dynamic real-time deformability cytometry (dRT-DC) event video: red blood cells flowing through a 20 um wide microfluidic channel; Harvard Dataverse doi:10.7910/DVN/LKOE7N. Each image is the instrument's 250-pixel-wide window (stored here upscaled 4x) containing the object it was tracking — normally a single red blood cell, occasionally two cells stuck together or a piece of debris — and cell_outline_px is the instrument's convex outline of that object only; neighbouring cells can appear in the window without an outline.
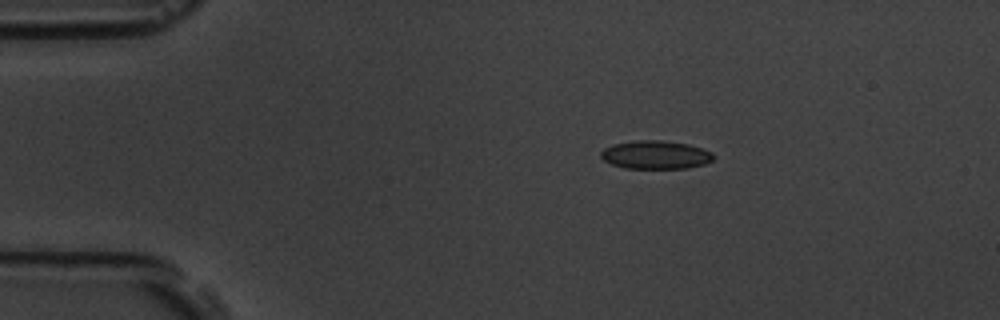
{"species": "common noctule bat (a hibernating species)", "species_latin": "Nyctalus noctula", "temperature_condition": "room temperature", "stored_images_in_passage": 4, "camera_frame_rate_fps": 3000, "um_per_image_px": 0.085, "animal": {"sex": "male", "body_mass_g": 19.5, "forearm_length_mm": 54.6}, "frame": {"image": 1, "passage_image": 2, "time_ms": 1.0, "image_size_px": [1000, 320], "cell_outline_px": [[716, 156], [712, 160], [704, 164], [688, 168], [624, 168], [612, 164], [604, 160], [600, 156], [600, 152], [604, 148], [612, 144], [636, 140], [660, 140], [688, 144], [712, 152]], "centroid_in_image_um": [55.71, 13.16], "position_along_channel_um": 29.3, "area_um2": 18.61}}
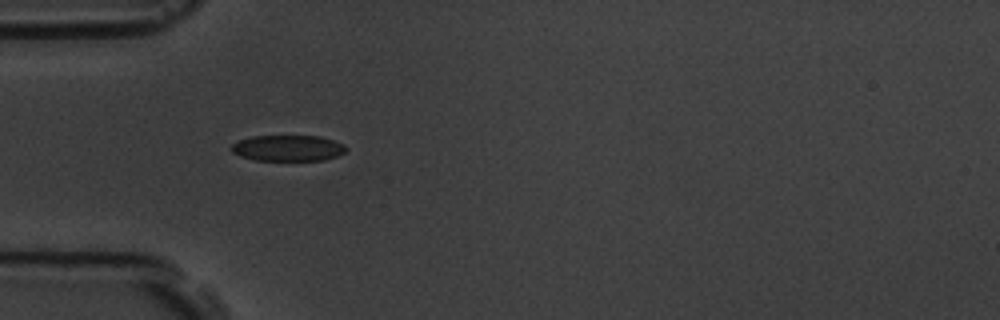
{"frame": {"image": 2, "passage_image": 3, "time_ms": 3.333, "image_size_px": [1000, 320], "cell_outline_px": [[348, 148], [344, 152], [336, 156], [324, 160], [256, 160], [240, 156], [232, 152], [228, 148], [232, 144], [240, 140], [252, 136], [320, 136], [344, 144]], "centroid_in_image_um": [24.45, 12.58], "position_along_channel_um": 60.5, "area_um2": 17.34}}
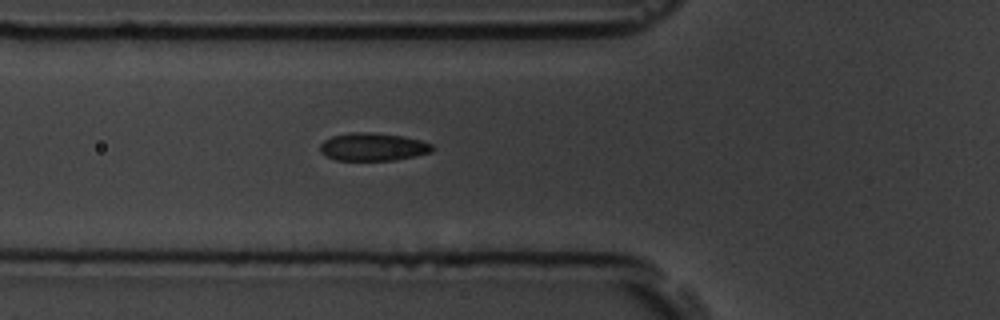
{"frame": {"image": 3, "passage_image": 4, "time_ms": 4.333, "image_size_px": [1000, 320], "cell_outline_px": [[436, 148], [432, 152], [396, 160], [336, 160], [324, 156], [320, 152], [320, 144], [324, 140], [332, 136], [348, 132], [368, 132], [400, 136], [420, 140], [432, 144]], "centroid_in_image_um": [31.68, 12.49], "position_along_channel_um": 94.1, "area_um2": 18.32}}